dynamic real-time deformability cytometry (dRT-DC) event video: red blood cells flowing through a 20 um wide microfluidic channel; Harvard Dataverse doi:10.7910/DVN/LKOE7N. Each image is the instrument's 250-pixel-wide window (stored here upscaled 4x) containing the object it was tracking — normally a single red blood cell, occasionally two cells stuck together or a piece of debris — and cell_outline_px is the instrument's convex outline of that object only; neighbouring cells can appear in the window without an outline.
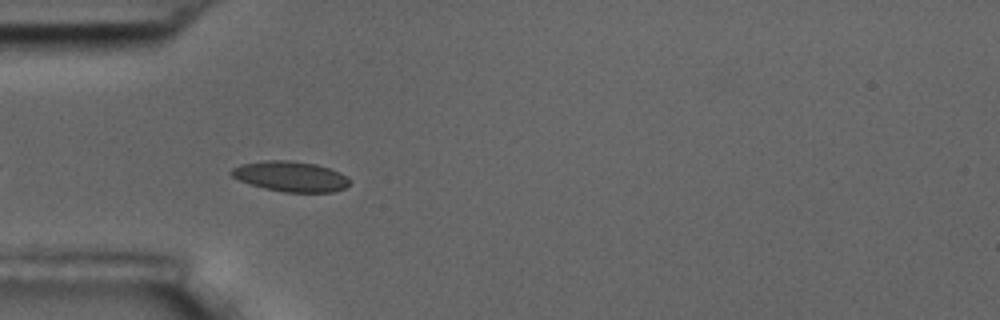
{"species": "common noctule bat (a hibernating species)", "species_latin": "Nyctalus noctula", "temperature_condition": "room temperature", "stored_images_in_passage": 6, "camera_frame_rate_fps": 3000, "um_per_image_px": 0.085, "animal": {"sex": "male", "body_mass_g": 17.5, "forearm_length_mm": 52.3}, "frame": {"image": 1, "passage_image": 4, "time_ms": 4.333, "image_size_px": [1000, 320], "cell_outline_px": [[348, 184], [344, 188], [332, 192], [284, 192], [264, 188], [240, 180], [232, 176], [228, 172], [232, 168], [240, 164], [268, 160], [288, 160], [316, 164], [340, 172], [348, 180]], "centroid_in_image_um": [24.66, 14.99], "position_along_channel_um": 60.3, "area_um2": 20.63}}